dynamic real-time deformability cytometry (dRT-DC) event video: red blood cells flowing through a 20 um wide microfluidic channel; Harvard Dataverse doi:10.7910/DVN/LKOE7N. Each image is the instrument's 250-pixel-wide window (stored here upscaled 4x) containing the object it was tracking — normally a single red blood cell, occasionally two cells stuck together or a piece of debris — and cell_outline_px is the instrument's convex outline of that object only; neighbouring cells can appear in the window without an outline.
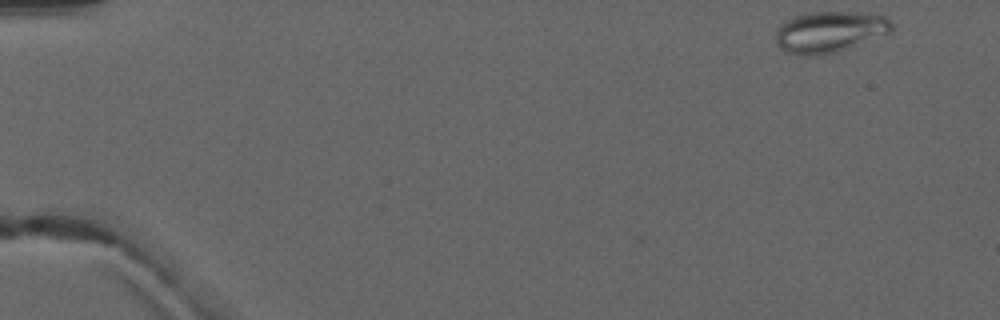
{"species": "common noctule bat (a hibernating species)", "species_latin": "Nyctalus noctula", "temperature_condition": "warm", "stored_images_in_passage": 6, "camera_frame_rate_fps": 3000, "um_per_image_px": 0.085, "animal": {"sex": "male", "forearm_length_mm": 52.5}, "frame": {"image": 1, "passage_image": 1, "time_ms": 0.0, "image_size_px": [1000, 320], "cell_outline_px": [[892, 32], [836, 52], [820, 56], [796, 56], [780, 48], [776, 44], [776, 28], [780, 24], [792, 16], [808, 12], [856, 12], [884, 16], [892, 24]], "centroid_in_image_um": [70.45, 2.72], "position_along_channel_um": 14.5, "area_um2": 28.03}}